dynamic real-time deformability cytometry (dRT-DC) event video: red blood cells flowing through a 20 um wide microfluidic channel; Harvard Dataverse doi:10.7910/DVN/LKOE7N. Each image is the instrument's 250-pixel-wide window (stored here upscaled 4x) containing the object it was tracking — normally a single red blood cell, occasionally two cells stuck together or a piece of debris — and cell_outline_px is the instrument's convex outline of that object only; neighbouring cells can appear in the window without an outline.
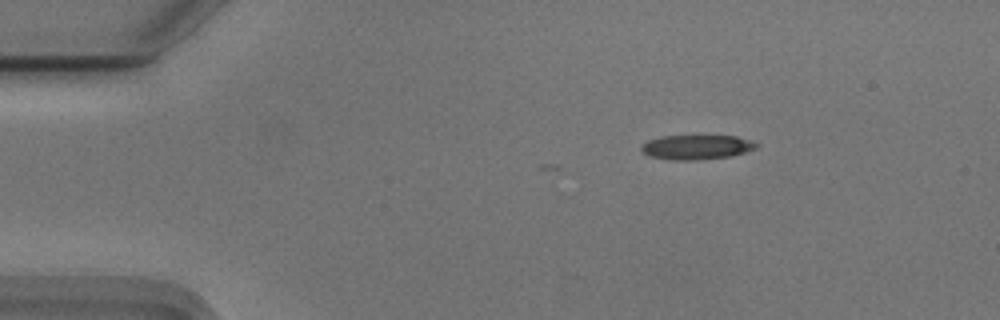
{"species": "Egyptian fruit bat (a non-hibernating species)", "species_latin": "Rousettus aegyptiacus", "temperature_condition": "cold", "stored_images_in_passage": 2, "camera_frame_rate_fps": 3000, "um_per_image_px": 0.085, "animal": {"sex": "male"}, "frame": {"image": 1, "passage_image": 2, "time_ms": 0.333, "image_size_px": [1000, 320], "cell_outline_px": [[760, 144], [756, 148], [732, 156], [700, 160], [668, 160], [648, 156], [640, 148], [648, 140], [660, 136], [736, 136]], "centroid_in_image_um": [59.19, 12.52], "position_along_channel_um": 25.8, "area_um2": 16.47}}